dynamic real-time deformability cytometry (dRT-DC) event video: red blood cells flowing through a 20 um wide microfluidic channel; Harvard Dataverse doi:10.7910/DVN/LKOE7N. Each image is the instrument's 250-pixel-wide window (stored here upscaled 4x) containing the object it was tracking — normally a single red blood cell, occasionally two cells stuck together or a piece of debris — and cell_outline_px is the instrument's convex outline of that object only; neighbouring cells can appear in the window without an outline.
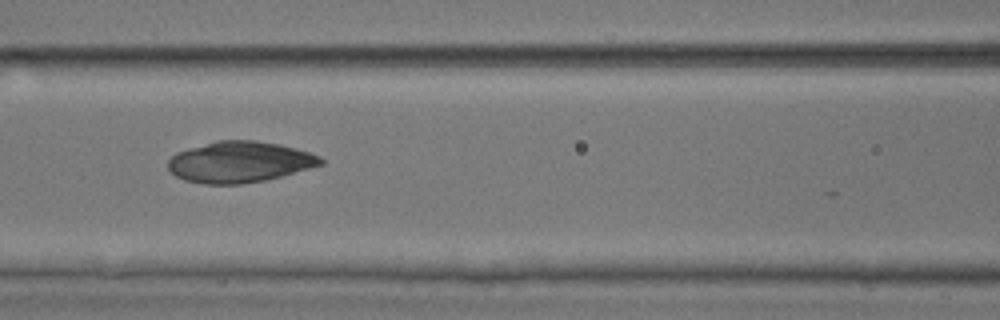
{"species": "common noctule bat (a hibernating species)", "species_latin": "Nyctalus noctula", "temperature_condition": "room temperature", "stored_images_in_passage": 7, "camera_frame_rate_fps": 3000, "um_per_image_px": 0.085, "animal": {"sex": "male", "body_mass_g": 17.9, "forearm_length_mm": 54.2}, "frame": {"image": 1, "passage_image": 6, "time_ms": 1.667, "image_size_px": [1000, 320], "cell_outline_px": [[324, 164], [280, 176], [264, 180], [240, 184], [204, 184], [184, 180], [176, 176], [168, 168], [168, 160], [176, 152], [188, 148], [216, 140], [256, 140], [280, 144], [296, 148], [320, 156], [324, 160]], "centroid_in_image_um": [20.35, 13.76], "position_along_channel_um": 146.3, "area_um2": 36.53}}